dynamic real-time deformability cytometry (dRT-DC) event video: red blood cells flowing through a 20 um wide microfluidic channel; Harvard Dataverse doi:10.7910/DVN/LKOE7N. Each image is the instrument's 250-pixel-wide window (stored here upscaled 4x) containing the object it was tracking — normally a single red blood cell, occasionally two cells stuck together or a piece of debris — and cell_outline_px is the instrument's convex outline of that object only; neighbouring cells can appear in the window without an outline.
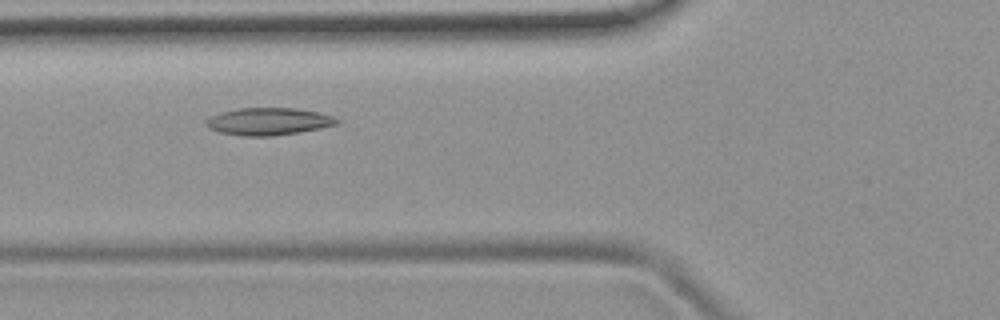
{"species": "common noctule bat (a hibernating species)", "species_latin": "Nyctalus noctula", "temperature_condition": "room temperature", "stored_images_in_passage": 5, "camera_frame_rate_fps": 3000, "um_per_image_px": 0.085, "animal": {"sex": "female", "body_mass_g": 19.9}, "frame": {"image": 1, "passage_image": 4, "time_ms": 4.333, "image_size_px": [1000, 320], "cell_outline_px": [[340, 124], [320, 128], [272, 136], [240, 136], [220, 132], [208, 128], [204, 124], [204, 120], [220, 112], [236, 108], [296, 108], [320, 112], [332, 116], [340, 120]], "centroid_in_image_um": [22.8, 10.32], "position_along_channel_um": 103.0, "area_um2": 20.98}}
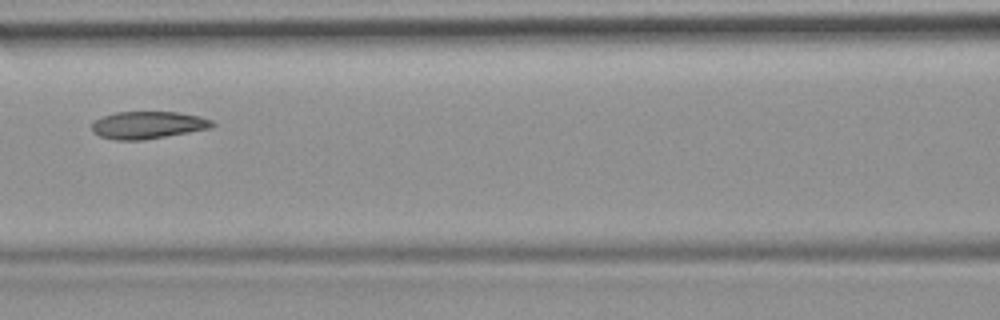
{"frame": {"image": 2, "passage_image": 5, "time_ms": 5.667, "image_size_px": [1000, 320], "cell_outline_px": [[216, 124], [208, 128], [188, 132], [144, 140], [112, 140], [100, 136], [92, 132], [92, 124], [96, 120], [104, 116], [116, 112], [176, 112], [200, 116], [212, 120]], "centroid_in_image_um": [12.55, 10.63], "position_along_channel_um": 154.0, "area_um2": 19.07}}